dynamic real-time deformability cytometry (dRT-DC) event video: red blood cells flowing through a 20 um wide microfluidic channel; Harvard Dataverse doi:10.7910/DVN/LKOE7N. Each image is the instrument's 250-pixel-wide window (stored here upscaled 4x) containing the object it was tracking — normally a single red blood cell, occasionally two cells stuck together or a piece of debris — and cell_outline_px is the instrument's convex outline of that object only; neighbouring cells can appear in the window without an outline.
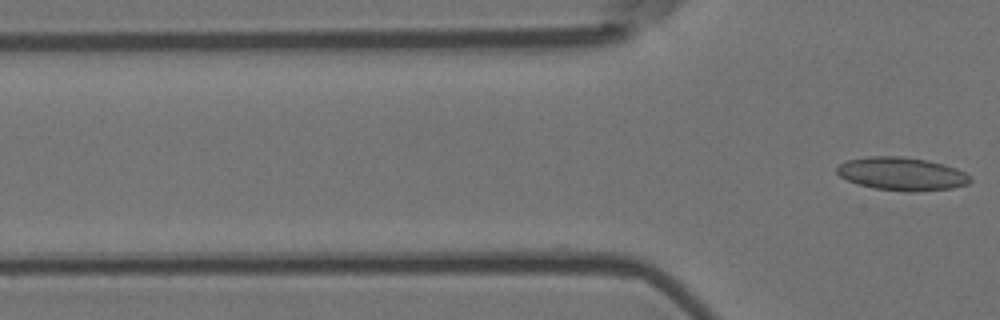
{"species": "Egyptian fruit bat (a non-hibernating species)", "species_latin": "Rousettus aegyptiacus", "temperature_condition": "room temperature", "stored_images_in_passage": 5, "camera_frame_rate_fps": 3000, "um_per_image_px": 0.085, "animal": {"sex": "female"}, "frame": {"image": 1, "passage_image": 5, "time_ms": 1.333, "image_size_px": [1000, 320], "cell_outline_px": [[972, 180], [968, 184], [952, 188], [916, 192], [908, 192], [872, 188], [856, 184], [840, 176], [836, 172], [836, 168], [840, 164], [848, 160], [868, 156], [900, 156], [928, 160], [944, 164], [956, 168], [972, 176]], "centroid_in_image_um": [76.67, 14.78], "position_along_channel_um": 49.1, "area_um2": 26.01}}